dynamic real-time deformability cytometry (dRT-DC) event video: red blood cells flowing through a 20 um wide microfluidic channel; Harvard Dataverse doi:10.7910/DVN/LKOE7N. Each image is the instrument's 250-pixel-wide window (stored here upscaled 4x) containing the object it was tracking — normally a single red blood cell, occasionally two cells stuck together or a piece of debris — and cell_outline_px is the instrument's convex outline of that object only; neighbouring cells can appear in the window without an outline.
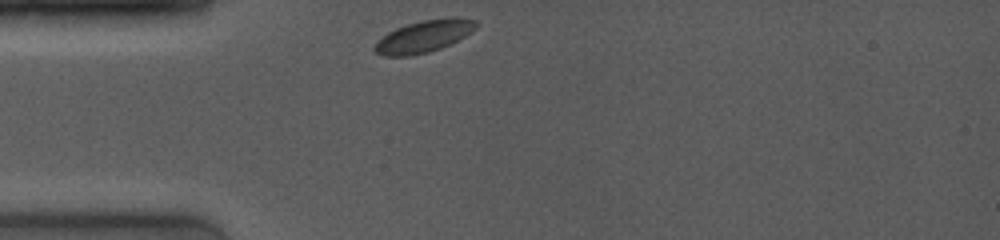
{"species": "common noctule bat (a hibernating species)", "species_latin": "Nyctalus noctula", "temperature_condition": "room temperature", "stored_images_in_passage": 30, "camera_frame_rate_fps": 4000, "um_per_image_px": 0.085, "animal": {"sex": "female", "body_mass_g": 19.0, "forearm_length_mm": 53.3}, "frame": {"image": 1, "passage_image": 1, "time_ms": 0.0, "image_size_px": [1000, 240], "cell_outline_px": [[476, 28], [464, 36], [440, 48], [428, 52], [412, 56], [384, 56], [376, 52], [372, 48], [388, 32], [396, 28], [420, 20], [452, 16], [476, 20]], "centroid_in_image_um": [36.03, 3.07], "position_along_channel_um": 49.0, "area_um2": 18.73}}
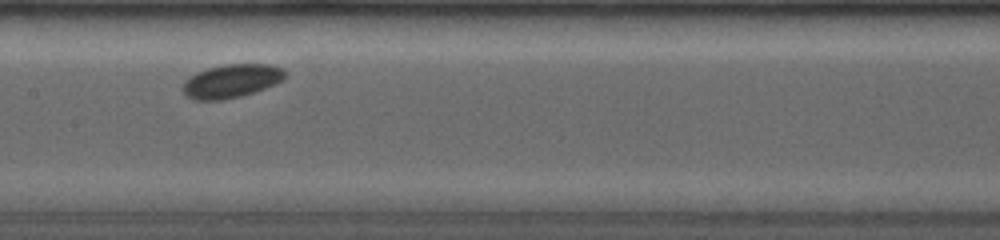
{"frame": {"image": 2, "passage_image": 13, "time_ms": 4.0, "image_size_px": [1000, 240], "cell_outline_px": [[288, 76], [284, 80], [276, 84], [240, 96], [220, 100], [196, 100], [188, 96], [184, 92], [184, 80], [188, 76], [196, 72], [208, 68], [224, 64], [268, 64], [284, 68], [288, 72]], "centroid_in_image_um": [19.72, 6.86], "position_along_channel_um": 187.7, "area_um2": 20.06}}
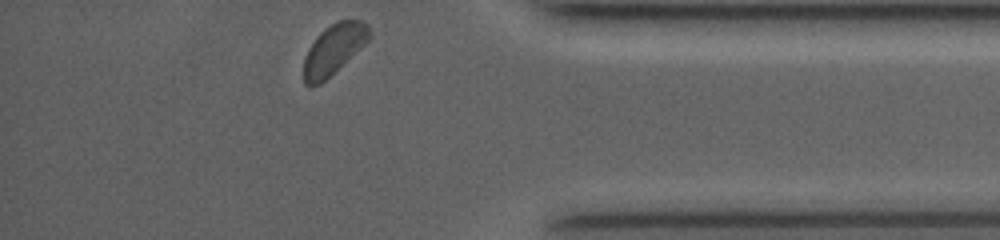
{"frame": {"image": 3, "passage_image": 30, "time_ms": 10.0, "image_size_px": [1000, 240], "cell_outline_px": [[372, 36], [364, 44], [320, 84], [304, 84], [304, 56], [308, 48], [316, 36], [324, 28], [336, 20], [364, 20], [368, 24]], "centroid_in_image_um": [28.37, 4.13], "position_along_channel_um": 406.8, "area_um2": 18.96}}